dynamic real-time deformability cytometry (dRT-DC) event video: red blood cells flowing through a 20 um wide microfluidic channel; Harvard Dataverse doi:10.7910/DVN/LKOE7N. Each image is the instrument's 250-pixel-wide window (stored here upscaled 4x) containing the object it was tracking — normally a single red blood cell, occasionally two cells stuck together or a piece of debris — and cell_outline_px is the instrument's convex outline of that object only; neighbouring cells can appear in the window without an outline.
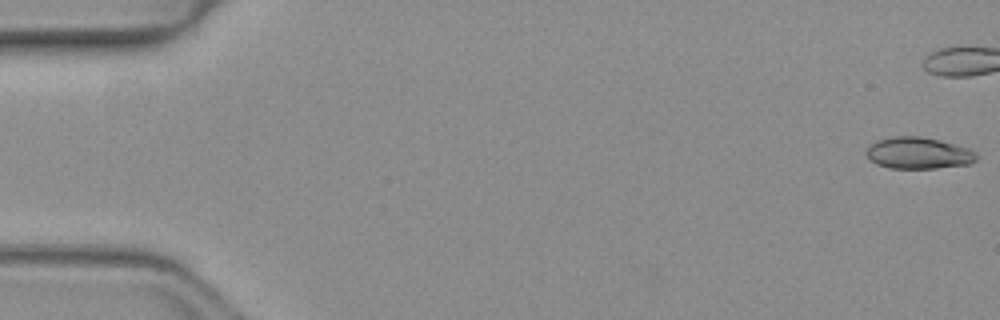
{"species": "common noctule bat (a hibernating species)", "species_latin": "Nyctalus noctula", "temperature_condition": "warm", "stored_images_in_passage": 40, "camera_frame_rate_fps": 3000, "um_per_image_px": 0.085, "animal": {"sex": "female", "body_mass_g": 19.3, "forearm_length_mm": 54.1}, "frame": {"image": 1, "passage_image": 1, "time_ms": 0.0, "image_size_px": [1000, 320], "cell_outline_px": [[976, 160], [968, 164], [936, 168], [888, 168], [876, 164], [868, 160], [864, 152], [868, 144], [876, 140], [892, 136], [920, 136], [940, 140], [968, 148], [976, 152]], "centroid_in_image_um": [77.98, 13.0], "position_along_channel_um": 7.0, "area_um2": 20.58}}